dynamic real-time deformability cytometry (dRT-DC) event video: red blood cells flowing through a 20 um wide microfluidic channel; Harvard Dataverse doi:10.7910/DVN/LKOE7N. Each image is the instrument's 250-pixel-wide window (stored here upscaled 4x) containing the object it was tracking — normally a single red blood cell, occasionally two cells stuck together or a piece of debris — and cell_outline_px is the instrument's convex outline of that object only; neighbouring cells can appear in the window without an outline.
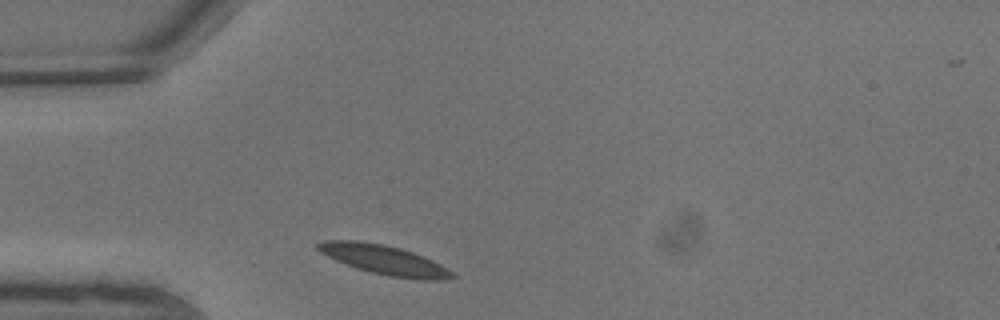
{"species": "common noctule bat (a hibernating species)", "species_latin": "Nyctalus noctula", "temperature_condition": "warm", "stored_images_in_passage": 4, "camera_frame_rate_fps": 3000, "um_per_image_px": 0.085, "animal": {"sex": "male", "body_mass_g": 13.3}, "frame": {"image": 1, "passage_image": 1, "time_ms": 0.0, "image_size_px": [1000, 320], "cell_outline_px": [[456, 276], [444, 280], [424, 280], [388, 276], [356, 268], [336, 260], [320, 252], [316, 248], [316, 244], [320, 240], [360, 240], [384, 244], [400, 248], [412, 252], [432, 260], [440, 264], [452, 272]], "centroid_in_image_um": [32.63, 22.07], "position_along_channel_um": 52.4, "area_um2": 23.0}}
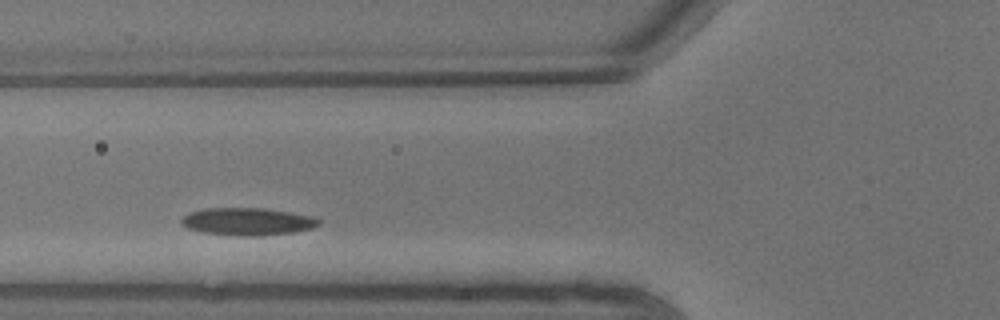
{"frame": {"image": 2, "passage_image": 3, "time_ms": 0.667, "image_size_px": [1000, 320], "cell_outline_px": [[320, 224], [312, 228], [296, 232], [260, 236], [236, 236], [200, 232], [188, 228], [180, 224], [180, 220], [188, 212], [204, 208], [264, 208], [312, 216], [320, 220]], "centroid_in_image_um": [21.0, 18.84], "position_along_channel_um": 104.8, "area_um2": 22.25}}
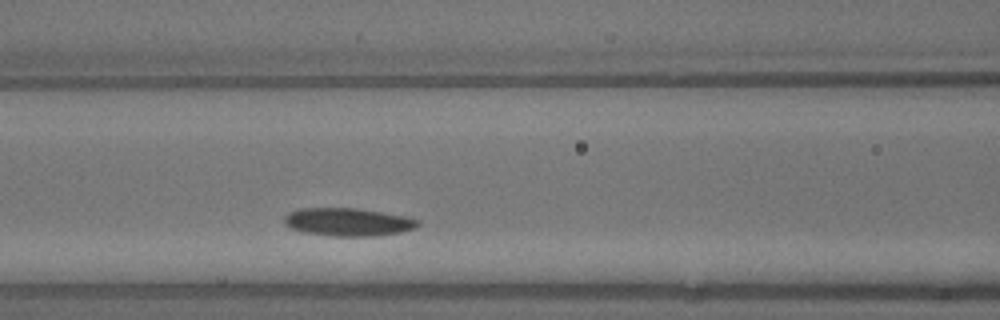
{"frame": {"image": 3, "passage_image": 4, "time_ms": 1.0, "image_size_px": [1000, 320], "cell_outline_px": [[420, 224], [416, 228], [400, 232], [376, 236], [332, 236], [304, 232], [292, 228], [284, 224], [284, 216], [288, 212], [300, 208], [356, 208], [404, 216], [420, 220]], "centroid_in_image_um": [29.57, 18.87], "position_along_channel_um": 137.0, "area_um2": 21.79}}